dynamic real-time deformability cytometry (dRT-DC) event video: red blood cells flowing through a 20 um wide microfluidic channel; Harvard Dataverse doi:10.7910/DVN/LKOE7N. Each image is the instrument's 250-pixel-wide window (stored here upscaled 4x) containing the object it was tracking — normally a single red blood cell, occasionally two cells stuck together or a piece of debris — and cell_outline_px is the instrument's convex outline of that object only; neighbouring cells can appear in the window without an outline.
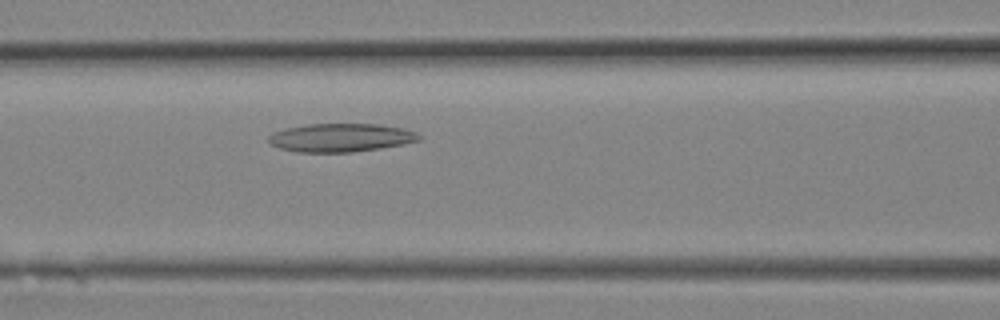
{"species": "Egyptian fruit bat (a non-hibernating species)", "species_latin": "Rousettus aegyptiacus", "temperature_condition": "room temperature", "stored_images_in_passage": 4, "camera_frame_rate_fps": 3000, "um_per_image_px": 0.085, "animal": {"sex": "female"}, "frame": {"image": 1, "passage_image": 4, "time_ms": 1.0, "image_size_px": [1000, 320], "cell_outline_px": [[420, 140], [380, 148], [352, 152], [296, 152], [280, 148], [272, 144], [268, 140], [268, 136], [272, 132], [284, 128], [308, 124], [376, 124], [404, 128], [420, 136]], "centroid_in_image_um": [28.9, 11.7], "position_along_channel_um": 137.7, "area_um2": 24.68}}